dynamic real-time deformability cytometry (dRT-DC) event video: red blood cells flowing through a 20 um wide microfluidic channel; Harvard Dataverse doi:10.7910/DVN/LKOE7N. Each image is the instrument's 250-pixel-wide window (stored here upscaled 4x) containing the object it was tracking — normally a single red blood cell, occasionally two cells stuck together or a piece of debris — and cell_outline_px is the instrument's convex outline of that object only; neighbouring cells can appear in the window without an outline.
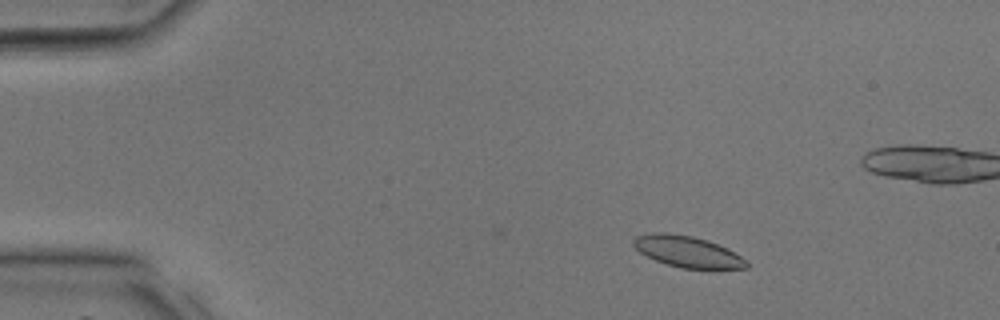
{"species": "common noctule bat (a hibernating species)", "species_latin": "Nyctalus noctula", "temperature_condition": "room temperature", "stored_images_in_passage": 36, "camera_frame_rate_fps": 3000, "um_per_image_px": 0.085, "animal": {"sex": "male", "body_mass_g": 17.9, "forearm_length_mm": 54.2}, "frame": {"image": 1, "passage_image": 4, "time_ms": 1.0, "image_size_px": [1000, 320], "cell_outline_px": [[748, 268], [680, 268], [656, 260], [640, 252], [632, 244], [632, 240], [636, 236], [652, 232], [668, 232], [692, 236], [708, 240], [740, 256], [748, 264]], "centroid_in_image_um": [58.37, 21.37], "position_along_channel_um": 26.6, "area_um2": 20.17}}
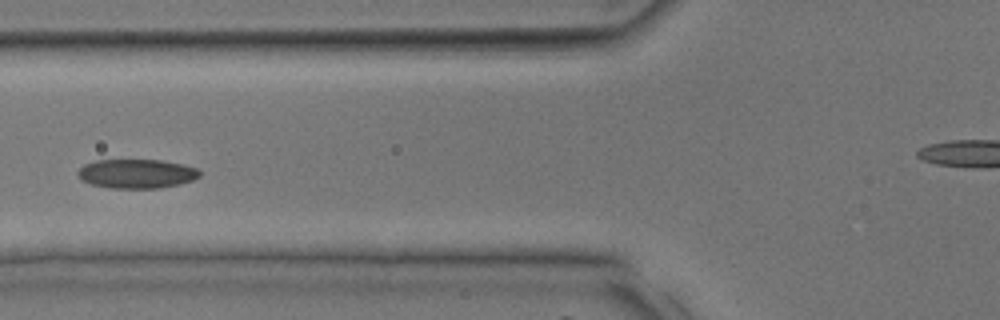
{"frame": {"image": 2, "passage_image": 13, "time_ms": 4.0, "image_size_px": [1000, 320], "cell_outline_px": [[200, 176], [192, 180], [160, 188], [108, 188], [92, 184], [80, 180], [76, 172], [84, 164], [96, 160], [160, 160], [184, 164], [196, 168], [200, 172]], "centroid_in_image_um": [11.57, 14.76], "position_along_channel_um": 114.2, "area_um2": 20.69}}
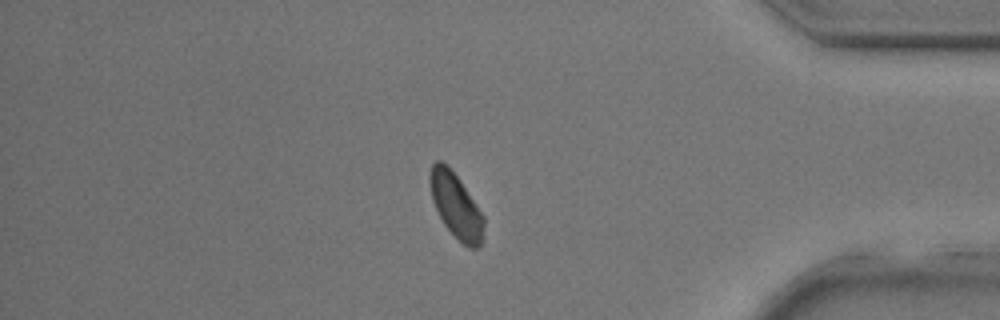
{"frame": {"image": 3, "passage_image": 30, "time_ms": 9.667, "image_size_px": [1000, 320], "cell_outline_px": [[484, 224], [480, 244], [476, 248], [468, 248], [444, 224], [432, 200], [428, 180], [428, 176], [432, 164], [436, 160], [440, 160], [460, 180], [484, 216]], "centroid_in_image_um": [38.73, 17.46], "position_along_channel_um": 396.5, "area_um2": 19.88}}